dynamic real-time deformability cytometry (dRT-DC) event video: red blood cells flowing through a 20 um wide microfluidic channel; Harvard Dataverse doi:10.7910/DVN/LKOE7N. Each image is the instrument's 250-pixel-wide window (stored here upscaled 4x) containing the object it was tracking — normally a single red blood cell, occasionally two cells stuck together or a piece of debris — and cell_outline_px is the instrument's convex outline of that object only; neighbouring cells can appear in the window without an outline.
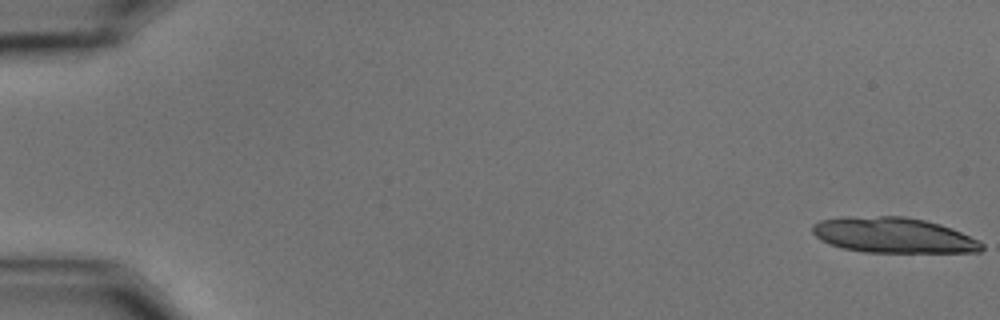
{"species": "common noctule bat (a hibernating species)", "species_latin": "Nyctalus noctula", "temperature_condition": "cold", "stored_images_in_passage": 31, "camera_frame_rate_fps": 3000, "um_per_image_px": 0.085, "animal": {"sex": "male", "body_mass_g": 15.6}, "frame": {"image": 1, "passage_image": 1, "time_ms": 0.0, "image_size_px": [1000, 320], "cell_outline_px": [[984, 248], [980, 252], [864, 252], [840, 248], [820, 240], [812, 232], [812, 224], [820, 220], [840, 216], [904, 216], [924, 220], [940, 224], [960, 232], [984, 244]], "centroid_in_image_um": [75.87, 19.99], "position_along_channel_um": 9.1, "area_um2": 35.08}}